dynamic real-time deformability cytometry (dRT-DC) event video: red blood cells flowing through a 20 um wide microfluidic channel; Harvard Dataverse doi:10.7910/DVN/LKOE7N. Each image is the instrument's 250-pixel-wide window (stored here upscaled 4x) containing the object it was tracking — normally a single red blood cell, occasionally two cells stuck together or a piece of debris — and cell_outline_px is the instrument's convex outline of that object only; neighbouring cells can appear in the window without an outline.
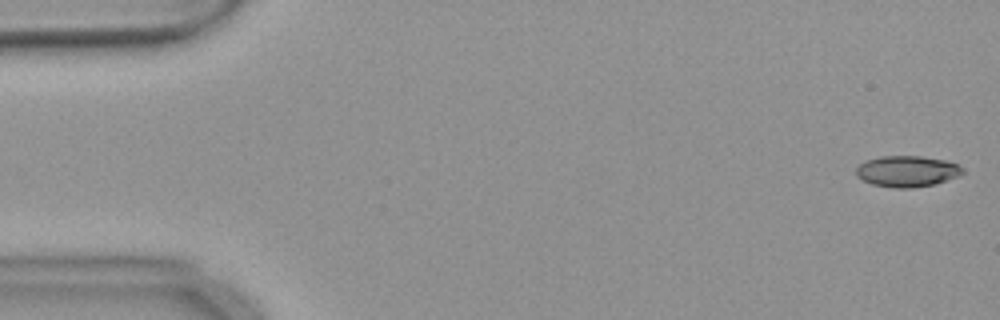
{"species": "common noctule bat (a hibernating species)", "species_latin": "Nyctalus noctula", "temperature_condition": "warm", "stored_images_in_passage": 54, "camera_frame_rate_fps": 3000, "um_per_image_px": 0.085, "animal": {"sex": "female", "body_mass_g": 18.4}, "frame": {"image": 1, "passage_image": 1, "time_ms": 0.0, "image_size_px": [1000, 320], "cell_outline_px": [[964, 172], [960, 176], [936, 184], [912, 188], [892, 188], [872, 184], [856, 176], [856, 168], [864, 160], [880, 156], [920, 156], [944, 160], [956, 164], [964, 168]], "centroid_in_image_um": [77.1, 14.56], "position_along_channel_um": 7.9, "area_um2": 19.48}}
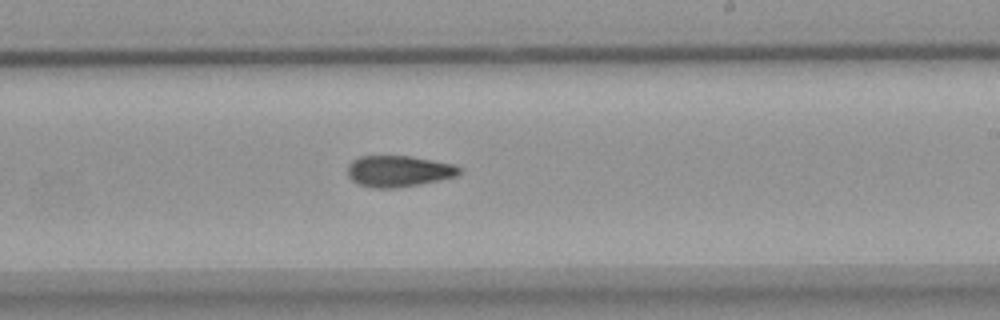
{"frame": {"image": 2, "passage_image": 32, "time_ms": 10.333, "image_size_px": [1000, 320], "cell_outline_px": [[464, 172], [456, 176], [420, 184], [396, 188], [372, 188], [356, 184], [348, 176], [348, 164], [352, 160], [360, 156], [412, 156], [456, 164]], "centroid_in_image_um": [33.89, 14.55], "position_along_channel_um": 255.1, "area_um2": 20.63}}
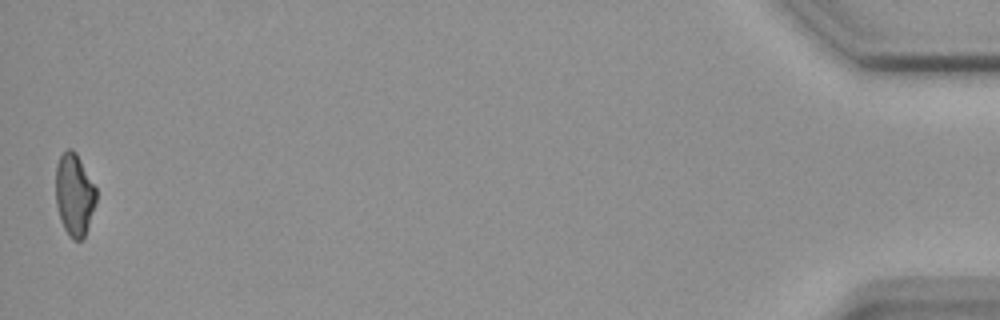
{"frame": {"image": 3, "passage_image": 54, "time_ms": 17.667, "image_size_px": [1000, 320], "cell_outline_px": [[96, 204], [84, 240], [72, 240], [68, 236], [60, 220], [56, 204], [56, 164], [60, 156], [68, 148], [72, 148], [76, 152], [96, 188]], "centroid_in_image_um": [6.32, 16.58], "position_along_channel_um": 428.9, "area_um2": 19.65}, "authors_computed_cell_mechanics": {"area_um2": 20.3167, "velocity_mm_per_s": 3.6828, "shape_relaxation_time_tau1_ms": null, "shape_relaxation_time_tau2_ms": 4.6062, "deformation_change_tau1": null, "deformation_change_tau2": 0.1072}}